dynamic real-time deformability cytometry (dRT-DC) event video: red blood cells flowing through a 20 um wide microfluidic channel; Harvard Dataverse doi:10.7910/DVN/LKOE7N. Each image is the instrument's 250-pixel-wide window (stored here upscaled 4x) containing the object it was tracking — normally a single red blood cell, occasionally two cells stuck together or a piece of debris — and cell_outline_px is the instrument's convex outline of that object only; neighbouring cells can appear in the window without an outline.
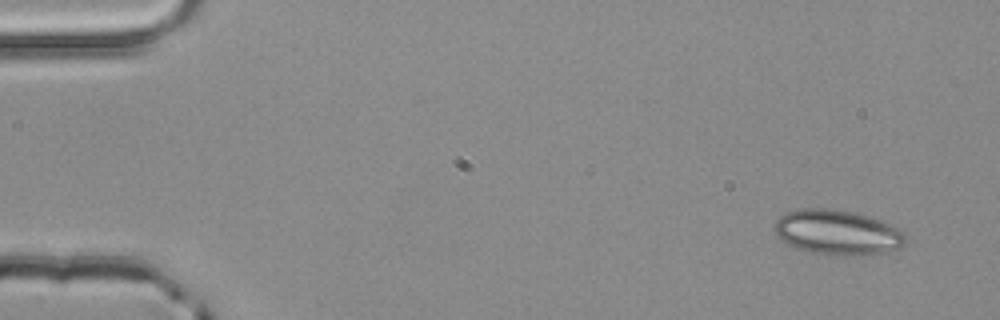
{"species": "common noctule bat (a hibernating species)", "species_latin": "Nyctalus noctula", "temperature_condition": "room temperature", "stored_images_in_passage": 3, "camera_frame_rate_fps": 3000, "um_per_image_px": 0.085, "animal": {"sex": "male", "body_mass_g": 20.4}, "frame": {"image": 1, "passage_image": 3, "time_ms": 0.667, "image_size_px": [1000, 320], "cell_outline_px": [[908, 240], [904, 248], [864, 256], [832, 256], [804, 252], [792, 248], [784, 244], [780, 240], [772, 228], [776, 220], [784, 212], [800, 208], [832, 208], [852, 212], [868, 216], [892, 224], [900, 228], [904, 232]], "centroid_in_image_um": [71.17, 19.78], "position_along_channel_um": 13.8, "area_um2": 35.78}}